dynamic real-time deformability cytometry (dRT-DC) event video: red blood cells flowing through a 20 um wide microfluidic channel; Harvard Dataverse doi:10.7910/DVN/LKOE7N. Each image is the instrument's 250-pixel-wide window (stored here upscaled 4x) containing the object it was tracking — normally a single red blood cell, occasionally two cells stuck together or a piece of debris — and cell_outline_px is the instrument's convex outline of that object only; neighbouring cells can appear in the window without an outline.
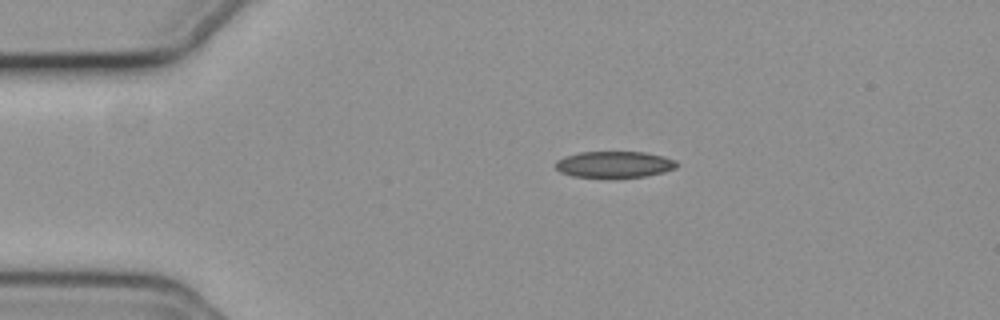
{"species": "common noctule bat (a hibernating species)", "species_latin": "Nyctalus noctula", "temperature_condition": "cold", "stored_images_in_passage": 45, "camera_frame_rate_fps": 3000, "um_per_image_px": 0.085, "animal": {"sex": "female", "body_mass_g": 19.3, "forearm_length_mm": 54.1}, "frame": {"image": 1, "passage_image": 1, "time_ms": 0.0, "image_size_px": [1000, 320], "cell_outline_px": [[676, 168], [664, 172], [644, 176], [572, 176], [560, 172], [556, 168], [556, 160], [564, 156], [580, 152], [644, 152], [664, 156], [676, 160]], "centroid_in_image_um": [52.21, 13.95], "position_along_channel_um": 32.8, "area_um2": 18.26}}
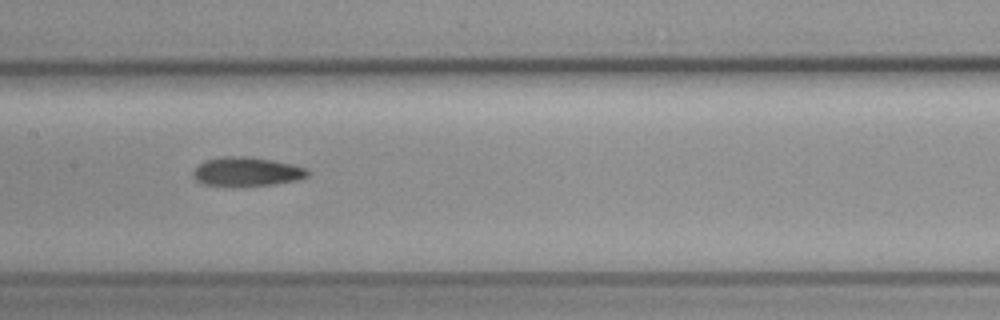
{"frame": {"image": 2, "passage_image": 17, "time_ms": 5.333, "image_size_px": [1000, 320], "cell_outline_px": [[312, 172], [308, 176], [296, 180], [276, 184], [200, 184], [192, 176], [192, 172], [204, 160], [224, 156], [240, 156], [268, 160], [292, 164], [304, 168]], "centroid_in_image_um": [20.97, 14.57], "position_along_channel_um": 186.4, "area_um2": 18.67}}
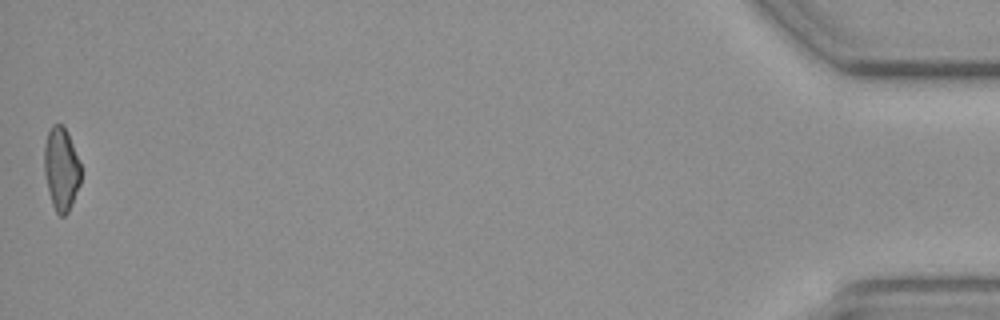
{"frame": {"image": 3, "passage_image": 45, "time_ms": 14.667, "image_size_px": [1000, 320], "cell_outline_px": [[80, 184], [68, 212], [64, 216], [60, 216], [56, 212], [52, 204], [44, 172], [44, 148], [48, 132], [52, 124], [64, 124], [68, 132], [80, 164]], "centroid_in_image_um": [5.2, 14.33], "position_along_channel_um": 430.0, "area_um2": 17.63}, "authors_computed_cell_mechanics": {"area_um2": 18.9584, "velocity_mm_per_s": 3.7302, "shape_relaxation_time_tau1_ms": null, "shape_relaxation_time_tau2_ms": 8.8816, "deformation_change_tau1": null, "deformation_change_tau2": 0.1696}}